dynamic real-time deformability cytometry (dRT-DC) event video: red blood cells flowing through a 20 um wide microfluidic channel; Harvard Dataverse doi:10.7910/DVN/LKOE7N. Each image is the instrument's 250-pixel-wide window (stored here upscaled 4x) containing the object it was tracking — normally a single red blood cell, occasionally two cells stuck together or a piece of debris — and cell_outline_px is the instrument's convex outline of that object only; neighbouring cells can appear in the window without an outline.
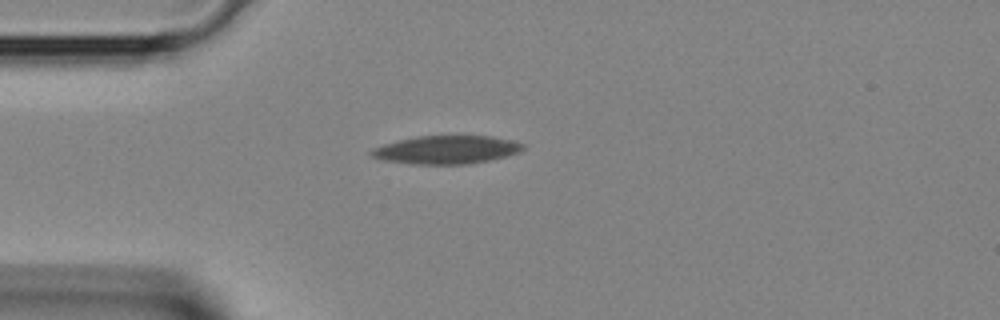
{"species": "Egyptian fruit bat (a non-hibernating species)", "species_latin": "Rousettus aegyptiacus", "temperature_condition": "room temperature", "stored_images_in_passage": 3, "camera_frame_rate_fps": 3000, "um_per_image_px": 0.085, "animal": {"sex": "female"}, "frame": {"image": 1, "passage_image": 3, "time_ms": 0.667, "image_size_px": [1000, 320], "cell_outline_px": [[524, 148], [520, 152], [488, 160], [468, 164], [412, 164], [384, 160], [372, 156], [368, 152], [372, 148], [384, 144], [416, 136], [492, 136], [512, 140], [524, 144]], "centroid_in_image_um": [37.94, 12.72], "position_along_channel_um": 47.1, "area_um2": 24.8}}